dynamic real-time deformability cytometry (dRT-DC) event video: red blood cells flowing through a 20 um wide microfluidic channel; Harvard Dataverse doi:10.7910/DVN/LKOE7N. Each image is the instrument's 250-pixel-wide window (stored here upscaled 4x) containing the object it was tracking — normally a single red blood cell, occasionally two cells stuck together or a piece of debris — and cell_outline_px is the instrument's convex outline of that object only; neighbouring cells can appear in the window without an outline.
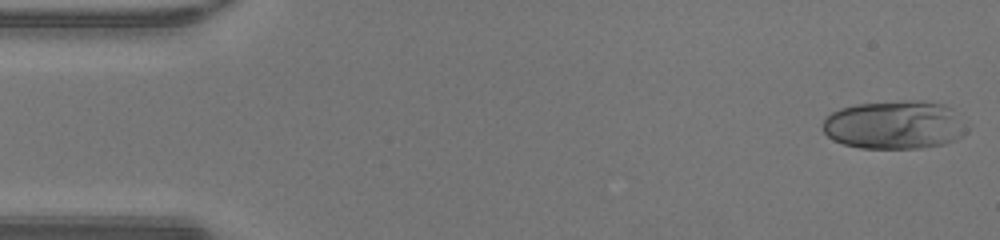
{"species": "human", "species_latin": "Homo sapiens", "temperature_condition": "warm", "stored_images_in_passage": 47, "camera_frame_rate_fps": 3000, "um_per_image_px": 0.085, "donor": {"sex": "male"}, "frame": {"image": 1, "passage_image": 1, "time_ms": 0.0, "image_size_px": [1000, 240], "cell_outline_px": [[968, 132], [956, 140], [944, 144], [920, 148], [860, 148], [844, 144], [832, 140], [824, 132], [824, 120], [832, 112], [840, 108], [856, 104], [900, 100], [928, 100], [944, 104], [952, 108], [968, 128]], "centroid_in_image_um": [76.08, 10.6], "position_along_channel_um": 8.9, "area_um2": 41.1}}
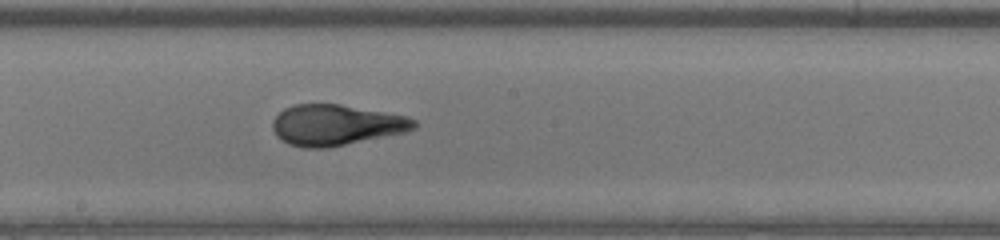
{"frame": {"image": 2, "passage_image": 25, "time_ms": 8.0, "image_size_px": [1000, 240], "cell_outline_px": [[416, 128], [404, 132], [328, 148], [304, 148], [288, 144], [280, 140], [276, 136], [272, 128], [272, 120], [284, 108], [292, 104], [340, 104], [408, 116], [416, 120]], "centroid_in_image_um": [28.53, 10.62], "position_along_channel_um": 219.7, "area_um2": 33.76}}
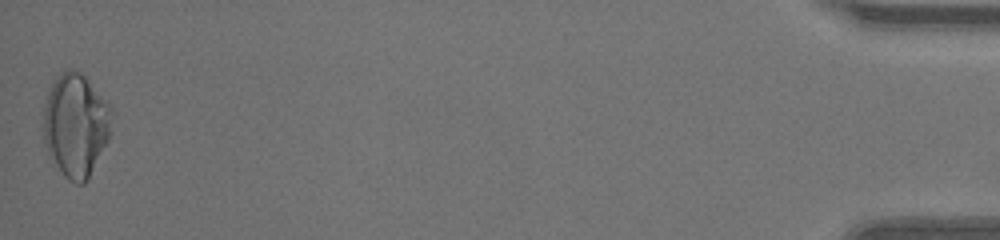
{"frame": {"image": 3, "passage_image": 47, "time_ms": 15.333, "image_size_px": [1000, 240], "cell_outline_px": [[116, 112], [108, 140], [88, 180], [84, 184], [76, 184], [68, 180], [64, 176], [48, 152], [44, 140], [44, 104], [48, 92], [56, 76], [60, 72], [68, 68], [72, 68], [80, 72], [112, 104]], "centroid_in_image_um": [6.49, 10.6], "position_along_channel_um": 428.7, "area_um2": 41.79}, "authors_computed_cell_mechanics": {"area_um2": 34.5644, "velocity_mm_per_s": 4.2998, "shape_relaxation_time_tau1_ms": 9.6273, "shape_relaxation_time_tau2_ms": null, "deformation_change_tau1": 0.3481, "deformation_change_tau2": null}}